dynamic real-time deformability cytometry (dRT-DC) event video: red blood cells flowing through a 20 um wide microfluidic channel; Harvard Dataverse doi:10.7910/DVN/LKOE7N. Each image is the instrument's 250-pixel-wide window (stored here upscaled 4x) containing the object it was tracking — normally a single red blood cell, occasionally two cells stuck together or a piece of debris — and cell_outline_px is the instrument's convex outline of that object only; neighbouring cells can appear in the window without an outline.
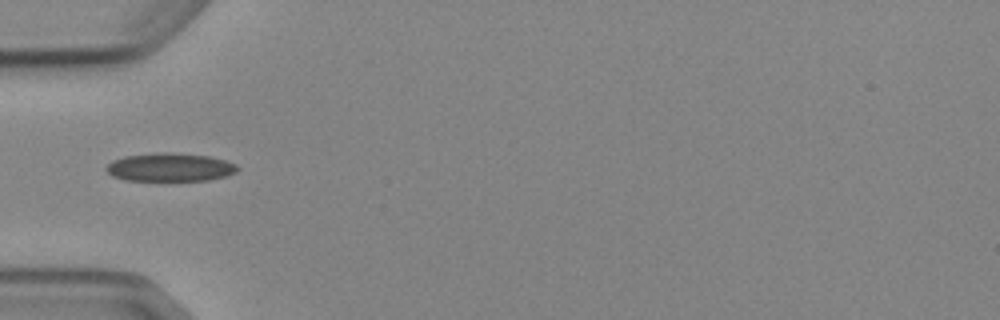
{"species": "Egyptian fruit bat (a non-hibernating species)", "species_latin": "Rousettus aegyptiacus", "temperature_condition": "cold", "stored_images_in_passage": 1, "camera_frame_rate_fps": 3000, "um_per_image_px": 0.085, "animal": {"sex": "female"}, "frame": {"image": 1, "passage_image": 1, "time_ms": 0.0, "image_size_px": [1000, 320], "cell_outline_px": [[240, 168], [236, 172], [224, 176], [208, 180], [124, 180], [112, 176], [104, 168], [112, 160], [124, 156], [160, 152], [172, 152], [208, 156], [224, 160], [236, 164]], "centroid_in_image_um": [14.42, 14.21], "position_along_channel_um": 70.6, "area_um2": 21.62}}